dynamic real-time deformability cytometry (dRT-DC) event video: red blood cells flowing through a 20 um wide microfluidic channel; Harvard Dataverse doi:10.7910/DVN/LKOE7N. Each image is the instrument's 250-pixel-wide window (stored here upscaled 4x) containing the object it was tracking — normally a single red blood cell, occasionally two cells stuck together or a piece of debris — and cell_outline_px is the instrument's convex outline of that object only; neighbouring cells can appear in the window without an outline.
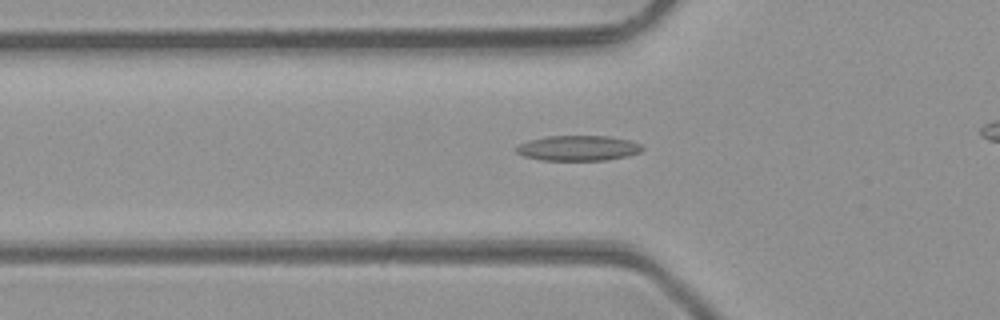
{"species": "common noctule bat (a hibernating species)", "species_latin": "Nyctalus noctula", "temperature_condition": "room temperature", "stored_images_in_passage": 41, "camera_frame_rate_fps": 3000, "um_per_image_px": 0.085, "animal": {"sex": "male", "body_mass_g": 23.1, "forearm_length_mm": 52.7}, "frame": {"image": 1, "passage_image": 16, "time_ms": 5.0, "image_size_px": [1000, 320], "cell_outline_px": [[644, 148], [640, 152], [628, 156], [608, 160], [540, 160], [524, 156], [516, 152], [516, 148], [520, 144], [528, 140], [548, 136], [608, 136], [628, 140], [640, 144]], "centroid_in_image_um": [49.15, 12.59], "position_along_channel_um": 76.7, "area_um2": 18.5}}
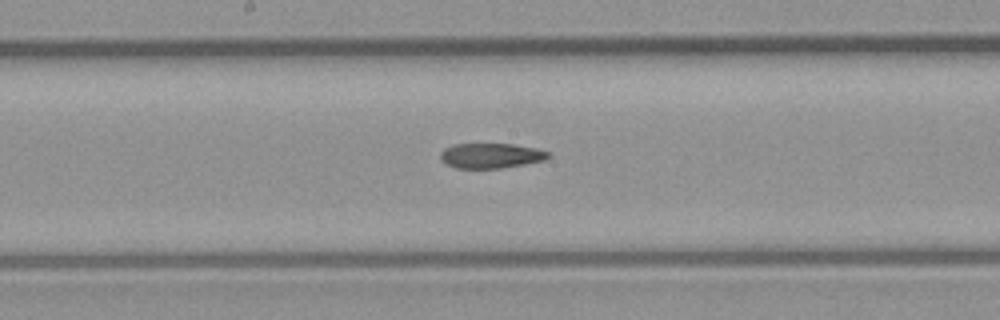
{"frame": {"image": 2, "passage_image": 25, "time_ms": 8.0, "image_size_px": [1000, 320], "cell_outline_px": [[552, 156], [544, 160], [524, 164], [500, 168], [456, 168], [448, 164], [440, 156], [440, 152], [444, 148], [452, 144], [512, 144], [536, 148], [548, 152]], "centroid_in_image_um": [41.74, 13.22], "position_along_channel_um": 206.5, "area_um2": 15.61}}
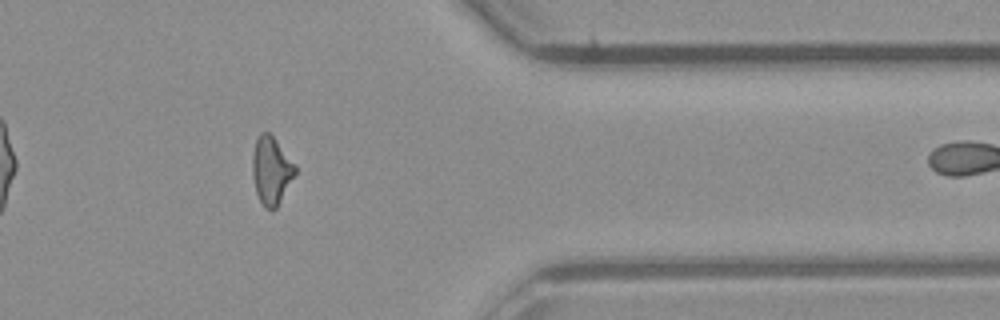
{"frame": {"image": 3, "passage_image": 39, "time_ms": 12.667, "image_size_px": [1000, 320], "cell_outline_px": [[296, 172], [276, 208], [272, 212], [264, 208], [256, 192], [252, 176], [252, 152], [256, 140], [260, 132], [268, 132], [272, 136], [296, 164]], "centroid_in_image_um": [23.04, 14.5], "position_along_channel_um": 388.4, "area_um2": 16.88}}